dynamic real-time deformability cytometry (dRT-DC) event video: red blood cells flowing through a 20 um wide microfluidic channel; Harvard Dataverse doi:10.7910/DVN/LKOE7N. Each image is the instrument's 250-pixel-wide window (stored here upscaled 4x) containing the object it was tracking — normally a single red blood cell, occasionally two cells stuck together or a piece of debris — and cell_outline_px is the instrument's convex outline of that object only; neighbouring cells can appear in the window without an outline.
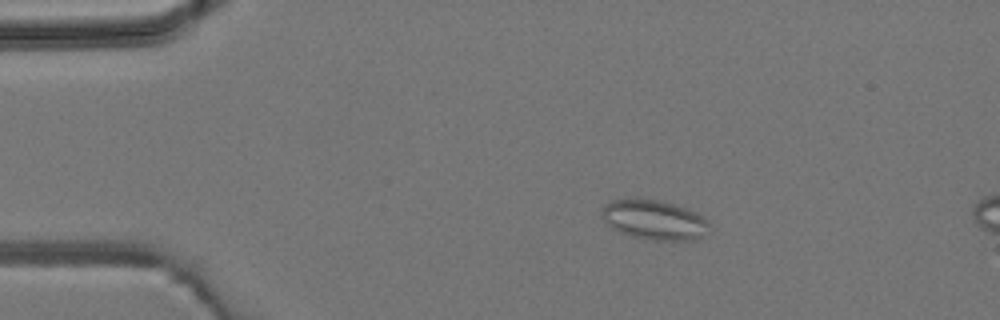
{"species": "common noctule bat (a hibernating species)", "species_latin": "Nyctalus noctula", "temperature_condition": "room temperature", "stored_images_in_passage": 3, "camera_frame_rate_fps": 3000, "um_per_image_px": 0.085, "animal": {"sex": "male", "body_mass_g": 19.2, "forearm_length_mm": 51.8}, "frame": {"image": 1, "passage_image": 2, "time_ms": 1.0, "image_size_px": [1000, 320], "cell_outline_px": [[708, 224], [704, 236], [692, 240], [652, 240], [632, 236], [620, 232], [612, 228], [604, 220], [600, 212], [604, 204], [608, 200], [664, 200], [688, 208], [696, 212], [708, 220]], "centroid_in_image_um": [55.61, 18.68], "position_along_channel_um": 29.4, "area_um2": 24.8}}